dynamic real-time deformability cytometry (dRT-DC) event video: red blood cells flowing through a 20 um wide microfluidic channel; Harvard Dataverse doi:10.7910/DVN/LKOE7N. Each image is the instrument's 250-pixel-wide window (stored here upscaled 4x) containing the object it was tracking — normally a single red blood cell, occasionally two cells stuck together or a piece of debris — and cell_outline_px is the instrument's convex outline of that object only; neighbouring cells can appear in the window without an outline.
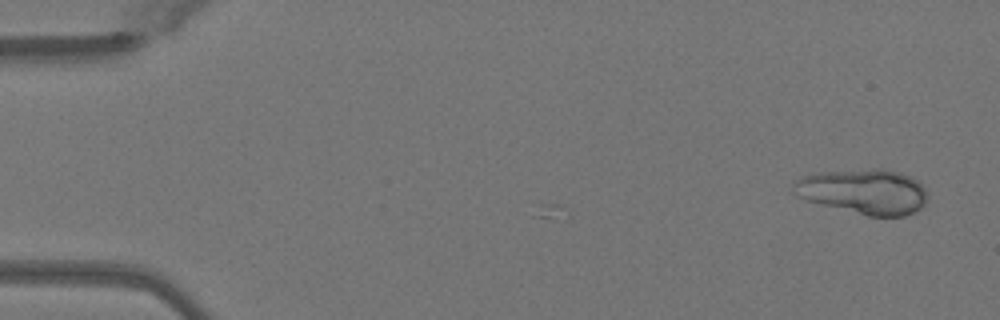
{"species": "Egyptian fruit bat (a non-hibernating species)", "species_latin": "Rousettus aegyptiacus", "temperature_condition": "warm", "stored_images_in_passage": 48, "camera_frame_rate_fps": 3000, "um_per_image_px": 0.085, "animal": {"sex": "female"}, "frame": {"image": 1, "passage_image": 1, "time_ms": 0.0, "image_size_px": [1000, 320], "cell_outline_px": [[924, 204], [920, 208], [904, 216], [868, 216], [804, 200], [796, 196], [792, 192], [792, 184], [796, 180], [804, 176], [816, 172], [876, 168], [880, 168], [900, 172], [916, 180], [924, 188]], "centroid_in_image_um": [73.33, 16.27], "position_along_channel_um": 11.7, "area_um2": 35.14}}